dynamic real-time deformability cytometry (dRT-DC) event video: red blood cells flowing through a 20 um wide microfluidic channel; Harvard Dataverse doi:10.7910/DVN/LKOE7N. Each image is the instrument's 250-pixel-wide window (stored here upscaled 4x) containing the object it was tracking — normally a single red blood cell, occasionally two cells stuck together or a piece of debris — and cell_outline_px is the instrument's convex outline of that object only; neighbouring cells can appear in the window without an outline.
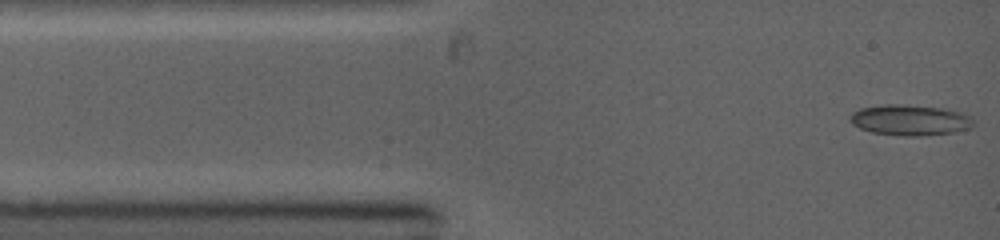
{"species": "common noctule bat (a hibernating species)", "species_latin": "Nyctalus noctula", "temperature_condition": "warm", "stored_images_in_passage": 59, "camera_frame_rate_fps": 5000, "um_per_image_px": 0.085, "animal": {"sex": "female", "body_mass_g": 19.0, "forearm_length_mm": 53.3}, "frame": {"image": 1, "passage_image": 1, "time_ms": 0.0, "image_size_px": [1000, 240], "cell_outline_px": [[972, 128], [952, 132], [916, 136], [904, 136], [872, 132], [860, 128], [852, 124], [848, 120], [848, 116], [852, 112], [860, 108], [884, 104], [904, 104], [940, 108], [960, 112], [968, 116], [972, 120]], "centroid_in_image_um": [77.27, 10.2], "position_along_channel_um": 7.7, "area_um2": 21.96}}
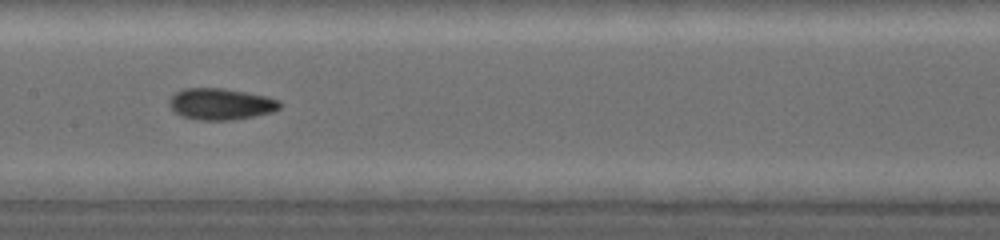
{"frame": {"image": 2, "passage_image": 23, "time_ms": 5.2, "image_size_px": [1000, 240], "cell_outline_px": [[280, 108], [272, 112], [232, 120], [196, 120], [180, 116], [168, 104], [168, 100], [176, 92], [184, 88], [224, 88], [264, 96], [280, 100]], "centroid_in_image_um": [18.73, 8.84], "position_along_channel_um": 188.7, "area_um2": 20.17}}
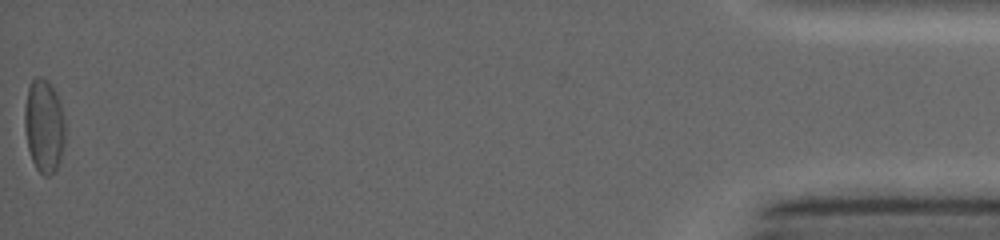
{"frame": {"image": 3, "passage_image": 59, "time_ms": 13.6, "image_size_px": [1000, 240], "cell_outline_px": [[64, 144], [60, 160], [56, 168], [48, 176], [44, 176], [36, 168], [32, 160], [28, 148], [24, 128], [24, 108], [28, 88], [32, 80], [36, 76], [40, 76], [48, 80], [52, 84], [60, 100], [64, 116]], "centroid_in_image_um": [3.74, 10.65], "position_along_channel_um": 431.5, "area_um2": 22.25}}